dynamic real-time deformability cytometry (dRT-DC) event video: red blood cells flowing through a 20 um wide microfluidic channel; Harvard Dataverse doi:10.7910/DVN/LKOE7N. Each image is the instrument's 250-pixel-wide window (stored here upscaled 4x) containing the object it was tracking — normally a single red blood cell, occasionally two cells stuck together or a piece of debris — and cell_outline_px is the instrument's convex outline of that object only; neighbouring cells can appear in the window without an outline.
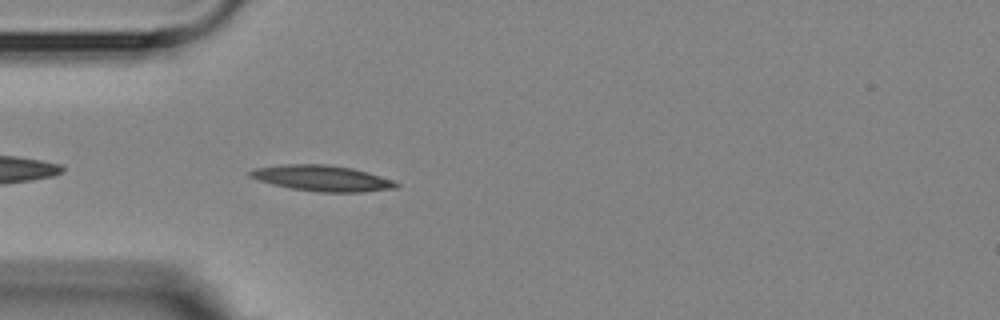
{"species": "Egyptian fruit bat (a non-hibernating species)", "species_latin": "Rousettus aegyptiacus", "temperature_condition": "room temperature", "stored_images_in_passage": 2, "camera_frame_rate_fps": 3000, "um_per_image_px": 0.085, "animal": {"sex": "female"}, "frame": {"image": 1, "passage_image": 2, "time_ms": 1.333, "image_size_px": [1000, 320], "cell_outline_px": [[400, 184], [396, 188], [360, 192], [320, 192], [292, 188], [272, 184], [256, 180], [248, 176], [248, 172], [256, 168], [284, 164], [328, 164], [352, 168], [368, 172], [396, 180]], "centroid_in_image_um": [27.4, 15.14], "position_along_channel_um": 57.6, "area_um2": 22.08}}